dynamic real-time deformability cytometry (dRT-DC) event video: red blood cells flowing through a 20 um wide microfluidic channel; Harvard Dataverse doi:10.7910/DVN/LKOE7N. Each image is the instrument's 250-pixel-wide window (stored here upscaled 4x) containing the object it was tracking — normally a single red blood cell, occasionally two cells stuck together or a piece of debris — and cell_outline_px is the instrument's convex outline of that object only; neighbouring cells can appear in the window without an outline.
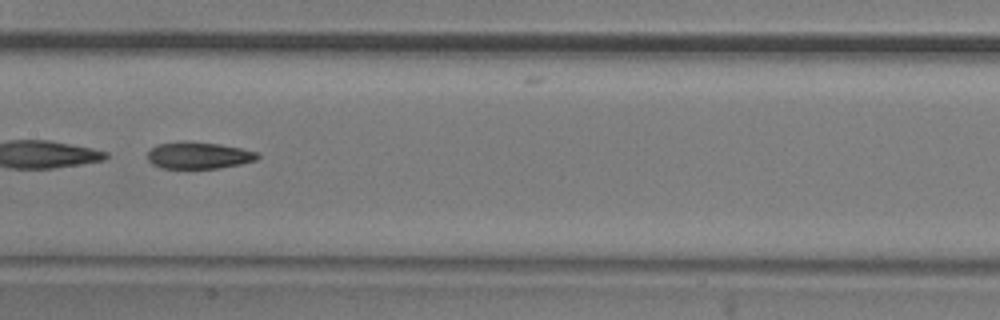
{"species": "common noctule bat (a hibernating species)", "species_latin": "Nyctalus noctula", "temperature_condition": "room temperature", "stored_images_in_passage": 46, "camera_frame_rate_fps": 3000, "um_per_image_px": 0.085, "animal": {"sex": "male", "body_mass_g": 20.5, "forearm_length_mm": 52.5}, "frame": {"image": 1, "passage_image": 20, "time_ms": 6.333, "image_size_px": [1000, 320], "cell_outline_px": [[260, 156], [256, 160], [240, 164], [216, 168], [164, 168], [152, 164], [148, 160], [148, 152], [156, 144], [184, 140], [220, 144], [240, 148], [256, 152]], "centroid_in_image_um": [16.86, 13.19], "position_along_channel_um": 190.5, "area_um2": 17.17}}
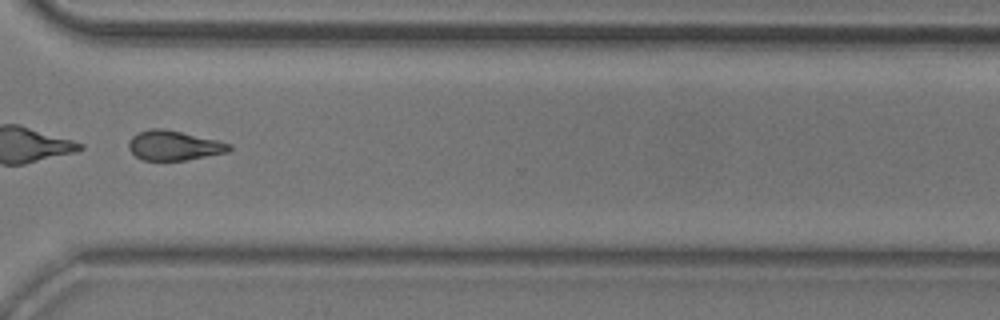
{"frame": {"image": 2, "passage_image": 33, "time_ms": 10.667, "image_size_px": [1000, 320], "cell_outline_px": [[232, 148], [228, 152], [184, 160], [144, 160], [136, 156], [128, 148], [128, 140], [132, 136], [140, 132], [152, 128], [164, 128], [220, 140], [232, 144]], "centroid_in_image_um": [14.81, 12.35], "position_along_channel_um": 355.8, "area_um2": 17.46}, "authors_computed_cell_mechanics": {"area_um2": 18.8428, "velocity_mm_per_s": 3.8339, "shape_relaxation_time_tau1_ms": 8.0707, "shape_relaxation_time_tau2_ms": 4.1287, "deformation_change_tau1": 0.1869, "deformation_change_tau2": 0.1278}}